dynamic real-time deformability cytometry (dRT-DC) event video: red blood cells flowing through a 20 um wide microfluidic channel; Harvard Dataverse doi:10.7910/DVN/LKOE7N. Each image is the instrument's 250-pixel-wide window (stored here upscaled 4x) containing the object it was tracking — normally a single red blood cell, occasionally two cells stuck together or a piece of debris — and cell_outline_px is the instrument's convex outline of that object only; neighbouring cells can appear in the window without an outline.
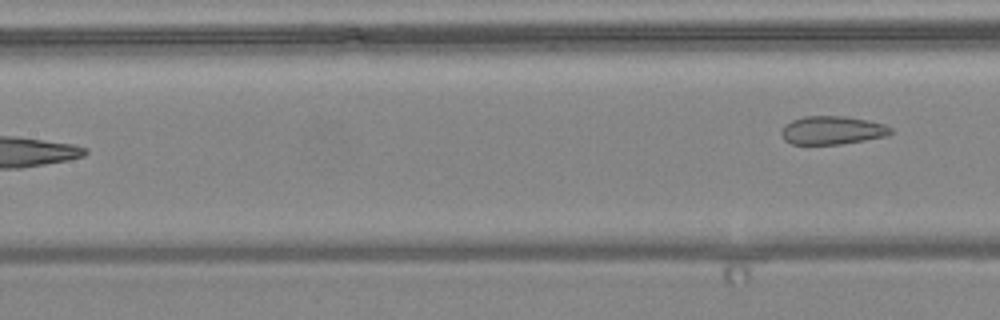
{"species": "common noctule bat (a hibernating species)", "species_latin": "Nyctalus noctula", "temperature_condition": "warm", "stored_images_in_passage": 8, "segment_of_instrument_passage": [2, 2], "camera_frame_rate_fps": 3000, "um_per_image_px": 0.085, "animal": {"sex": "female", "body_mass_g": 24.6, "forearm_length_mm": 56.2}, "frame": {"image": 1, "passage_image": 8, "time_ms": 8.333, "image_size_px": [1000, 320], "cell_outline_px": [[892, 132], [884, 136], [864, 140], [840, 144], [792, 144], [784, 140], [780, 132], [784, 124], [792, 120], [804, 116], [844, 116], [868, 120], [884, 124], [892, 128]], "centroid_in_image_um": [70.7, 11.06], "position_along_channel_um": 136.7, "area_um2": 18.03}}